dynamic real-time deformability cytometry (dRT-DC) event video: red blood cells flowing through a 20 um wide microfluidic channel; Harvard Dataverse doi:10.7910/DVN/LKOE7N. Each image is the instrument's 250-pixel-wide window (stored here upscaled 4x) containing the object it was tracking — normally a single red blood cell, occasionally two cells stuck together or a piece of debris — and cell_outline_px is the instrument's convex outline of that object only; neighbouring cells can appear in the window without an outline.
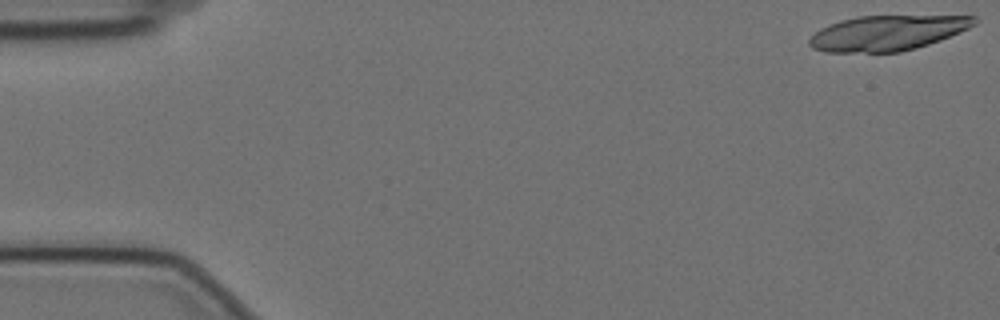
{"species": "Egyptian fruit bat (a non-hibernating species)", "species_latin": "Rousettus aegyptiacus", "temperature_condition": "cold", "stored_images_in_passage": 19, "camera_frame_rate_fps": 3000, "um_per_image_px": 0.085, "animal": {"sex": "female"}, "frame": {"image": 1, "passage_image": 1, "time_ms": 0.0, "image_size_px": [1000, 320], "cell_outline_px": [[980, 20], [976, 24], [960, 32], [940, 40], [916, 48], [900, 52], [824, 52], [812, 48], [808, 44], [808, 40], [820, 28], [828, 24], [840, 20], [856, 16], [976, 16]], "centroid_in_image_um": [75.41, 2.8], "position_along_channel_um": 9.6, "area_um2": 33.87}}